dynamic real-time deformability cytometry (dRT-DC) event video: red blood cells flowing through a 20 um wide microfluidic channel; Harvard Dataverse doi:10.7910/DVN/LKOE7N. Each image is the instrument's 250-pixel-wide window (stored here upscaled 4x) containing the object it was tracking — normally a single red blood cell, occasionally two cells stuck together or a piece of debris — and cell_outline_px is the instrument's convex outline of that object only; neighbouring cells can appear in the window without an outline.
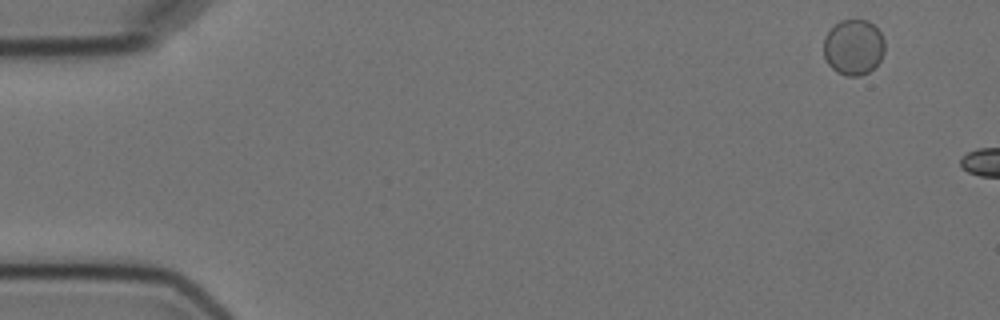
{"species": "Egyptian fruit bat (a non-hibernating species)", "species_latin": "Rousettus aegyptiacus", "temperature_condition": "cold", "stored_images_in_passage": 2, "camera_frame_rate_fps": 3000, "um_per_image_px": 0.085, "animal": {"sex": "female"}, "frame": {"image": 1, "passage_image": 2, "time_ms": 1.333, "image_size_px": [1000, 320], "cell_outline_px": [[884, 52], [880, 60], [868, 72], [860, 76], [848, 76], [836, 72], [828, 64], [824, 56], [824, 36], [840, 20], [868, 20], [880, 32], [884, 40]], "centroid_in_image_um": [72.54, 4.02], "position_along_channel_um": 12.5, "area_um2": 19.71}}